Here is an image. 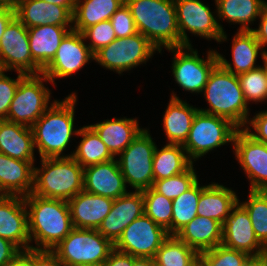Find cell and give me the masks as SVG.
<instances>
[{"mask_svg":"<svg viewBox=\"0 0 267 266\" xmlns=\"http://www.w3.org/2000/svg\"><path fill=\"white\" fill-rule=\"evenodd\" d=\"M124 4L125 0H76L73 12V30L82 33L92 25L110 20L112 15Z\"/></svg>","mask_w":267,"mask_h":266,"instance_id":"4dcf8cb0","label":"cell"},{"mask_svg":"<svg viewBox=\"0 0 267 266\" xmlns=\"http://www.w3.org/2000/svg\"><path fill=\"white\" fill-rule=\"evenodd\" d=\"M258 19H260L258 29L254 28L251 31L264 50V46L267 45V5L263 8L261 16Z\"/></svg>","mask_w":267,"mask_h":266,"instance_id":"f907efd6","label":"cell"},{"mask_svg":"<svg viewBox=\"0 0 267 266\" xmlns=\"http://www.w3.org/2000/svg\"><path fill=\"white\" fill-rule=\"evenodd\" d=\"M82 35L85 40L90 39V43L87 45L93 54L117 38L110 20L101 21L86 28Z\"/></svg>","mask_w":267,"mask_h":266,"instance_id":"b9f144b4","label":"cell"},{"mask_svg":"<svg viewBox=\"0 0 267 266\" xmlns=\"http://www.w3.org/2000/svg\"><path fill=\"white\" fill-rule=\"evenodd\" d=\"M43 81L50 82L44 74L26 75L18 85L5 120L27 127L32 125L49 108L51 93Z\"/></svg>","mask_w":267,"mask_h":266,"instance_id":"9c48e42d","label":"cell"},{"mask_svg":"<svg viewBox=\"0 0 267 266\" xmlns=\"http://www.w3.org/2000/svg\"><path fill=\"white\" fill-rule=\"evenodd\" d=\"M5 266H34V249L19 251Z\"/></svg>","mask_w":267,"mask_h":266,"instance_id":"681fc988","label":"cell"},{"mask_svg":"<svg viewBox=\"0 0 267 266\" xmlns=\"http://www.w3.org/2000/svg\"><path fill=\"white\" fill-rule=\"evenodd\" d=\"M206 186H200L197 181L190 189L172 200V235L197 216L200 193Z\"/></svg>","mask_w":267,"mask_h":266,"instance_id":"d590c367","label":"cell"},{"mask_svg":"<svg viewBox=\"0 0 267 266\" xmlns=\"http://www.w3.org/2000/svg\"><path fill=\"white\" fill-rule=\"evenodd\" d=\"M203 92L210 108L199 111L228 119L239 129L247 126L249 108L238 75L218 63L211 71Z\"/></svg>","mask_w":267,"mask_h":266,"instance_id":"277c9868","label":"cell"},{"mask_svg":"<svg viewBox=\"0 0 267 266\" xmlns=\"http://www.w3.org/2000/svg\"><path fill=\"white\" fill-rule=\"evenodd\" d=\"M113 202L112 198L80 191L68 201L74 228L98 229Z\"/></svg>","mask_w":267,"mask_h":266,"instance_id":"7402d4cb","label":"cell"},{"mask_svg":"<svg viewBox=\"0 0 267 266\" xmlns=\"http://www.w3.org/2000/svg\"><path fill=\"white\" fill-rule=\"evenodd\" d=\"M192 164L183 145L166 144L162 149L156 146L153 154L154 181L181 174Z\"/></svg>","mask_w":267,"mask_h":266,"instance_id":"d6a6232c","label":"cell"},{"mask_svg":"<svg viewBox=\"0 0 267 266\" xmlns=\"http://www.w3.org/2000/svg\"><path fill=\"white\" fill-rule=\"evenodd\" d=\"M114 244L97 229L74 228L53 250L64 266H102Z\"/></svg>","mask_w":267,"mask_h":266,"instance_id":"8992f818","label":"cell"},{"mask_svg":"<svg viewBox=\"0 0 267 266\" xmlns=\"http://www.w3.org/2000/svg\"><path fill=\"white\" fill-rule=\"evenodd\" d=\"M154 260L156 266H197L199 254L175 235H170L157 250Z\"/></svg>","mask_w":267,"mask_h":266,"instance_id":"e575fe53","label":"cell"},{"mask_svg":"<svg viewBox=\"0 0 267 266\" xmlns=\"http://www.w3.org/2000/svg\"><path fill=\"white\" fill-rule=\"evenodd\" d=\"M169 236L164 228L144 213L124 229L114 248L134 257L154 258Z\"/></svg>","mask_w":267,"mask_h":266,"instance_id":"5bb4252c","label":"cell"},{"mask_svg":"<svg viewBox=\"0 0 267 266\" xmlns=\"http://www.w3.org/2000/svg\"><path fill=\"white\" fill-rule=\"evenodd\" d=\"M232 61L229 63L223 55L217 52L218 63L230 73L239 75L259 66L255 65L258 54L262 56L263 63L267 60V51L263 50L255 38L254 33L239 30L232 39ZM233 65V67H232Z\"/></svg>","mask_w":267,"mask_h":266,"instance_id":"cb8c5ba5","label":"cell"},{"mask_svg":"<svg viewBox=\"0 0 267 266\" xmlns=\"http://www.w3.org/2000/svg\"><path fill=\"white\" fill-rule=\"evenodd\" d=\"M244 266H267V258L264 255L251 256Z\"/></svg>","mask_w":267,"mask_h":266,"instance_id":"db71d44e","label":"cell"},{"mask_svg":"<svg viewBox=\"0 0 267 266\" xmlns=\"http://www.w3.org/2000/svg\"><path fill=\"white\" fill-rule=\"evenodd\" d=\"M238 203L236 193L218 183L208 184L200 193L197 216L224 224L231 209Z\"/></svg>","mask_w":267,"mask_h":266,"instance_id":"f546056e","label":"cell"},{"mask_svg":"<svg viewBox=\"0 0 267 266\" xmlns=\"http://www.w3.org/2000/svg\"><path fill=\"white\" fill-rule=\"evenodd\" d=\"M76 266H93V265H76Z\"/></svg>","mask_w":267,"mask_h":266,"instance_id":"91938a15","label":"cell"},{"mask_svg":"<svg viewBox=\"0 0 267 266\" xmlns=\"http://www.w3.org/2000/svg\"><path fill=\"white\" fill-rule=\"evenodd\" d=\"M34 266H64L53 250L34 249Z\"/></svg>","mask_w":267,"mask_h":266,"instance_id":"bcb514c9","label":"cell"},{"mask_svg":"<svg viewBox=\"0 0 267 266\" xmlns=\"http://www.w3.org/2000/svg\"><path fill=\"white\" fill-rule=\"evenodd\" d=\"M50 4L67 7L72 13L74 12L76 0H43Z\"/></svg>","mask_w":267,"mask_h":266,"instance_id":"11a10c76","label":"cell"},{"mask_svg":"<svg viewBox=\"0 0 267 266\" xmlns=\"http://www.w3.org/2000/svg\"><path fill=\"white\" fill-rule=\"evenodd\" d=\"M266 83H267V80H266ZM265 99L267 100V87H266Z\"/></svg>","mask_w":267,"mask_h":266,"instance_id":"680465c9","label":"cell"},{"mask_svg":"<svg viewBox=\"0 0 267 266\" xmlns=\"http://www.w3.org/2000/svg\"><path fill=\"white\" fill-rule=\"evenodd\" d=\"M155 148L156 144L146 128L118 155L117 161L125 183L135 191H143L154 184Z\"/></svg>","mask_w":267,"mask_h":266,"instance_id":"ba28073f","label":"cell"},{"mask_svg":"<svg viewBox=\"0 0 267 266\" xmlns=\"http://www.w3.org/2000/svg\"><path fill=\"white\" fill-rule=\"evenodd\" d=\"M236 160L250 180V190L267 191V144L256 141L245 129L234 137Z\"/></svg>","mask_w":267,"mask_h":266,"instance_id":"2e32d148","label":"cell"},{"mask_svg":"<svg viewBox=\"0 0 267 266\" xmlns=\"http://www.w3.org/2000/svg\"><path fill=\"white\" fill-rule=\"evenodd\" d=\"M0 70L42 74V68L33 60L30 52L28 28L16 17L7 25L0 39Z\"/></svg>","mask_w":267,"mask_h":266,"instance_id":"4fadbf2b","label":"cell"},{"mask_svg":"<svg viewBox=\"0 0 267 266\" xmlns=\"http://www.w3.org/2000/svg\"><path fill=\"white\" fill-rule=\"evenodd\" d=\"M248 124L255 130L254 133L253 131H251ZM244 129L256 141L267 144V111H261L257 113L253 118L249 119L247 126H245Z\"/></svg>","mask_w":267,"mask_h":266,"instance_id":"f6af8a7d","label":"cell"},{"mask_svg":"<svg viewBox=\"0 0 267 266\" xmlns=\"http://www.w3.org/2000/svg\"><path fill=\"white\" fill-rule=\"evenodd\" d=\"M238 78L247 104H249L250 101L255 103L265 101L267 87V60L264 62L263 66L239 74Z\"/></svg>","mask_w":267,"mask_h":266,"instance_id":"f35d334b","label":"cell"},{"mask_svg":"<svg viewBox=\"0 0 267 266\" xmlns=\"http://www.w3.org/2000/svg\"><path fill=\"white\" fill-rule=\"evenodd\" d=\"M5 72V70H0V120L7 118L8 110L19 82L26 76L23 73L17 72V78L12 79Z\"/></svg>","mask_w":267,"mask_h":266,"instance_id":"7bdbcfd3","label":"cell"},{"mask_svg":"<svg viewBox=\"0 0 267 266\" xmlns=\"http://www.w3.org/2000/svg\"><path fill=\"white\" fill-rule=\"evenodd\" d=\"M172 94L164 111L163 127L168 139L167 144L184 145L199 108L182 101L173 91Z\"/></svg>","mask_w":267,"mask_h":266,"instance_id":"d4e9b609","label":"cell"},{"mask_svg":"<svg viewBox=\"0 0 267 266\" xmlns=\"http://www.w3.org/2000/svg\"><path fill=\"white\" fill-rule=\"evenodd\" d=\"M117 38L133 36L138 33L129 8L124 4L110 18Z\"/></svg>","mask_w":267,"mask_h":266,"instance_id":"ee69618b","label":"cell"},{"mask_svg":"<svg viewBox=\"0 0 267 266\" xmlns=\"http://www.w3.org/2000/svg\"><path fill=\"white\" fill-rule=\"evenodd\" d=\"M72 29L55 25L28 28L31 55L42 69L53 60L62 39Z\"/></svg>","mask_w":267,"mask_h":266,"instance_id":"f1b7e54d","label":"cell"},{"mask_svg":"<svg viewBox=\"0 0 267 266\" xmlns=\"http://www.w3.org/2000/svg\"><path fill=\"white\" fill-rule=\"evenodd\" d=\"M19 0H0V5L15 8Z\"/></svg>","mask_w":267,"mask_h":266,"instance_id":"9f6ffc18","label":"cell"},{"mask_svg":"<svg viewBox=\"0 0 267 266\" xmlns=\"http://www.w3.org/2000/svg\"><path fill=\"white\" fill-rule=\"evenodd\" d=\"M192 164L185 172L160 180L154 181L153 188L158 192L173 200L190 189L197 181L198 177Z\"/></svg>","mask_w":267,"mask_h":266,"instance_id":"60d3db41","label":"cell"},{"mask_svg":"<svg viewBox=\"0 0 267 266\" xmlns=\"http://www.w3.org/2000/svg\"><path fill=\"white\" fill-rule=\"evenodd\" d=\"M34 167L32 194L69 201L83 191L84 168L71 157L41 158Z\"/></svg>","mask_w":267,"mask_h":266,"instance_id":"5b68a950","label":"cell"},{"mask_svg":"<svg viewBox=\"0 0 267 266\" xmlns=\"http://www.w3.org/2000/svg\"><path fill=\"white\" fill-rule=\"evenodd\" d=\"M28 213V230L33 249L54 250L74 229L68 201L40 197L30 193L24 197Z\"/></svg>","mask_w":267,"mask_h":266,"instance_id":"6da1fadb","label":"cell"},{"mask_svg":"<svg viewBox=\"0 0 267 266\" xmlns=\"http://www.w3.org/2000/svg\"><path fill=\"white\" fill-rule=\"evenodd\" d=\"M251 256L220 244L199 254L200 266H244Z\"/></svg>","mask_w":267,"mask_h":266,"instance_id":"ab89813d","label":"cell"},{"mask_svg":"<svg viewBox=\"0 0 267 266\" xmlns=\"http://www.w3.org/2000/svg\"><path fill=\"white\" fill-rule=\"evenodd\" d=\"M144 198L142 191L127 192L114 199L109 214L99 225L97 231L115 244L124 229L135 219L144 214Z\"/></svg>","mask_w":267,"mask_h":266,"instance_id":"d6986e66","label":"cell"},{"mask_svg":"<svg viewBox=\"0 0 267 266\" xmlns=\"http://www.w3.org/2000/svg\"><path fill=\"white\" fill-rule=\"evenodd\" d=\"M82 33L70 30L62 39L53 60L42 70L50 83L55 84L56 78H65L82 69L94 54L84 42Z\"/></svg>","mask_w":267,"mask_h":266,"instance_id":"9a60e30c","label":"cell"},{"mask_svg":"<svg viewBox=\"0 0 267 266\" xmlns=\"http://www.w3.org/2000/svg\"><path fill=\"white\" fill-rule=\"evenodd\" d=\"M16 17L15 8L0 5V39L7 25Z\"/></svg>","mask_w":267,"mask_h":266,"instance_id":"816d5d0a","label":"cell"},{"mask_svg":"<svg viewBox=\"0 0 267 266\" xmlns=\"http://www.w3.org/2000/svg\"><path fill=\"white\" fill-rule=\"evenodd\" d=\"M264 256L267 258V245L264 248Z\"/></svg>","mask_w":267,"mask_h":266,"instance_id":"6f0895ef","label":"cell"},{"mask_svg":"<svg viewBox=\"0 0 267 266\" xmlns=\"http://www.w3.org/2000/svg\"><path fill=\"white\" fill-rule=\"evenodd\" d=\"M217 18L227 20L229 23L240 24L238 30L249 31V24L261 16L263 8L267 5L264 0H215Z\"/></svg>","mask_w":267,"mask_h":266,"instance_id":"1f68e13d","label":"cell"},{"mask_svg":"<svg viewBox=\"0 0 267 266\" xmlns=\"http://www.w3.org/2000/svg\"><path fill=\"white\" fill-rule=\"evenodd\" d=\"M158 49L141 33L116 38L109 45L94 54V60L101 66L122 74L146 63Z\"/></svg>","mask_w":267,"mask_h":266,"instance_id":"30bf717a","label":"cell"},{"mask_svg":"<svg viewBox=\"0 0 267 266\" xmlns=\"http://www.w3.org/2000/svg\"><path fill=\"white\" fill-rule=\"evenodd\" d=\"M117 158L84 168L83 190L117 199L128 191Z\"/></svg>","mask_w":267,"mask_h":266,"instance_id":"ffe728a7","label":"cell"},{"mask_svg":"<svg viewBox=\"0 0 267 266\" xmlns=\"http://www.w3.org/2000/svg\"><path fill=\"white\" fill-rule=\"evenodd\" d=\"M222 244L250 256L264 255L265 246L258 240L247 211L239 203L231 209L223 224Z\"/></svg>","mask_w":267,"mask_h":266,"instance_id":"ac0fdd59","label":"cell"},{"mask_svg":"<svg viewBox=\"0 0 267 266\" xmlns=\"http://www.w3.org/2000/svg\"><path fill=\"white\" fill-rule=\"evenodd\" d=\"M102 266H132V255L114 248Z\"/></svg>","mask_w":267,"mask_h":266,"instance_id":"c3c4849f","label":"cell"},{"mask_svg":"<svg viewBox=\"0 0 267 266\" xmlns=\"http://www.w3.org/2000/svg\"><path fill=\"white\" fill-rule=\"evenodd\" d=\"M99 135L101 141L116 157L119 155L143 130L137 119L113 118L90 125Z\"/></svg>","mask_w":267,"mask_h":266,"instance_id":"4316f807","label":"cell"},{"mask_svg":"<svg viewBox=\"0 0 267 266\" xmlns=\"http://www.w3.org/2000/svg\"><path fill=\"white\" fill-rule=\"evenodd\" d=\"M238 130L228 119L198 111L183 148L194 162L214 148L233 143Z\"/></svg>","mask_w":267,"mask_h":266,"instance_id":"52a82bcc","label":"cell"},{"mask_svg":"<svg viewBox=\"0 0 267 266\" xmlns=\"http://www.w3.org/2000/svg\"><path fill=\"white\" fill-rule=\"evenodd\" d=\"M136 29L161 53L162 48L180 47L174 0H125Z\"/></svg>","mask_w":267,"mask_h":266,"instance_id":"3957f363","label":"cell"},{"mask_svg":"<svg viewBox=\"0 0 267 266\" xmlns=\"http://www.w3.org/2000/svg\"><path fill=\"white\" fill-rule=\"evenodd\" d=\"M132 266H156L154 258L132 256Z\"/></svg>","mask_w":267,"mask_h":266,"instance_id":"f5cc1de1","label":"cell"},{"mask_svg":"<svg viewBox=\"0 0 267 266\" xmlns=\"http://www.w3.org/2000/svg\"><path fill=\"white\" fill-rule=\"evenodd\" d=\"M248 201L238 203L247 211L258 240L267 245V191L250 190Z\"/></svg>","mask_w":267,"mask_h":266,"instance_id":"74e56055","label":"cell"},{"mask_svg":"<svg viewBox=\"0 0 267 266\" xmlns=\"http://www.w3.org/2000/svg\"><path fill=\"white\" fill-rule=\"evenodd\" d=\"M193 46L166 48L173 53L172 73L176 83L185 91L203 93L213 68L218 64L217 51L209 50L207 59L199 57Z\"/></svg>","mask_w":267,"mask_h":266,"instance_id":"8fae6325","label":"cell"},{"mask_svg":"<svg viewBox=\"0 0 267 266\" xmlns=\"http://www.w3.org/2000/svg\"><path fill=\"white\" fill-rule=\"evenodd\" d=\"M142 193L144 213L172 235V200L158 193L153 187L143 190Z\"/></svg>","mask_w":267,"mask_h":266,"instance_id":"8d00e7d4","label":"cell"},{"mask_svg":"<svg viewBox=\"0 0 267 266\" xmlns=\"http://www.w3.org/2000/svg\"><path fill=\"white\" fill-rule=\"evenodd\" d=\"M0 237L9 240L20 250L33 249L24 197L0 195Z\"/></svg>","mask_w":267,"mask_h":266,"instance_id":"e0dca14e","label":"cell"},{"mask_svg":"<svg viewBox=\"0 0 267 266\" xmlns=\"http://www.w3.org/2000/svg\"><path fill=\"white\" fill-rule=\"evenodd\" d=\"M177 13V23L180 35V47L191 46L187 31L205 39H215L217 42L227 40L222 25L217 22V16L200 0H174ZM187 30V31H186Z\"/></svg>","mask_w":267,"mask_h":266,"instance_id":"7c38bea8","label":"cell"},{"mask_svg":"<svg viewBox=\"0 0 267 266\" xmlns=\"http://www.w3.org/2000/svg\"><path fill=\"white\" fill-rule=\"evenodd\" d=\"M76 101L73 92L62 101L54 100L32 125L34 147L38 148L40 158L71 157L63 152L79 131L73 129Z\"/></svg>","mask_w":267,"mask_h":266,"instance_id":"7a4b0ae2","label":"cell"},{"mask_svg":"<svg viewBox=\"0 0 267 266\" xmlns=\"http://www.w3.org/2000/svg\"><path fill=\"white\" fill-rule=\"evenodd\" d=\"M19 251L15 244L0 237V266H5Z\"/></svg>","mask_w":267,"mask_h":266,"instance_id":"7dc6e473","label":"cell"},{"mask_svg":"<svg viewBox=\"0 0 267 266\" xmlns=\"http://www.w3.org/2000/svg\"><path fill=\"white\" fill-rule=\"evenodd\" d=\"M223 225L207 217L196 216L175 236L198 254L222 244Z\"/></svg>","mask_w":267,"mask_h":266,"instance_id":"484cf974","label":"cell"},{"mask_svg":"<svg viewBox=\"0 0 267 266\" xmlns=\"http://www.w3.org/2000/svg\"><path fill=\"white\" fill-rule=\"evenodd\" d=\"M15 14L26 28L43 25L73 27V13L67 7L43 0H19Z\"/></svg>","mask_w":267,"mask_h":266,"instance_id":"44dd1931","label":"cell"},{"mask_svg":"<svg viewBox=\"0 0 267 266\" xmlns=\"http://www.w3.org/2000/svg\"><path fill=\"white\" fill-rule=\"evenodd\" d=\"M31 127L0 120V152L14 159L35 161Z\"/></svg>","mask_w":267,"mask_h":266,"instance_id":"83f0119b","label":"cell"},{"mask_svg":"<svg viewBox=\"0 0 267 266\" xmlns=\"http://www.w3.org/2000/svg\"><path fill=\"white\" fill-rule=\"evenodd\" d=\"M34 161L11 158L0 152V195L28 196L34 187Z\"/></svg>","mask_w":267,"mask_h":266,"instance_id":"603a6c76","label":"cell"},{"mask_svg":"<svg viewBox=\"0 0 267 266\" xmlns=\"http://www.w3.org/2000/svg\"><path fill=\"white\" fill-rule=\"evenodd\" d=\"M77 136H81L82 139L76 150L70 155L83 168L115 159L90 125L79 128Z\"/></svg>","mask_w":267,"mask_h":266,"instance_id":"836d02e7","label":"cell"}]
</instances>
